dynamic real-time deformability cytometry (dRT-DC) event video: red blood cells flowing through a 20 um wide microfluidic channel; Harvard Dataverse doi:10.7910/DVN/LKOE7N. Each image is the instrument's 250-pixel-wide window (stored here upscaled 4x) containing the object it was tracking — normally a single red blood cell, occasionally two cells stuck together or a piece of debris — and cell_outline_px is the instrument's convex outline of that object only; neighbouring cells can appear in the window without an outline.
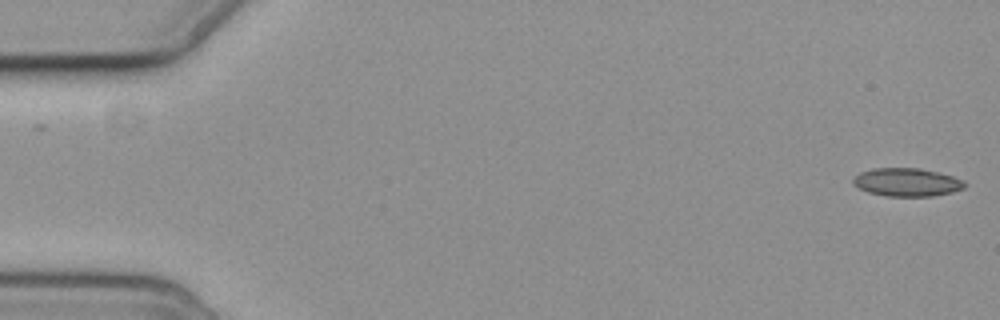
{"species": "common noctule bat (a hibernating species)", "species_latin": "Nyctalus noctula", "temperature_condition": "cold", "stored_images_in_passage": 2, "camera_frame_rate_fps": 3000, "um_per_image_px": 0.085, "animal": {"sex": "female", "body_mass_g": 19.3, "forearm_length_mm": 54.1}, "frame": {"image": 1, "passage_image": 2, "time_ms": 1.0, "image_size_px": [1000, 320], "cell_outline_px": [[968, 184], [964, 188], [952, 192], [932, 196], [888, 196], [868, 192], [852, 184], [852, 180], [860, 172], [872, 168], [920, 168], [952, 176], [964, 180]], "centroid_in_image_um": [77.1, 15.48], "position_along_channel_um": 7.9, "area_um2": 18.32}}